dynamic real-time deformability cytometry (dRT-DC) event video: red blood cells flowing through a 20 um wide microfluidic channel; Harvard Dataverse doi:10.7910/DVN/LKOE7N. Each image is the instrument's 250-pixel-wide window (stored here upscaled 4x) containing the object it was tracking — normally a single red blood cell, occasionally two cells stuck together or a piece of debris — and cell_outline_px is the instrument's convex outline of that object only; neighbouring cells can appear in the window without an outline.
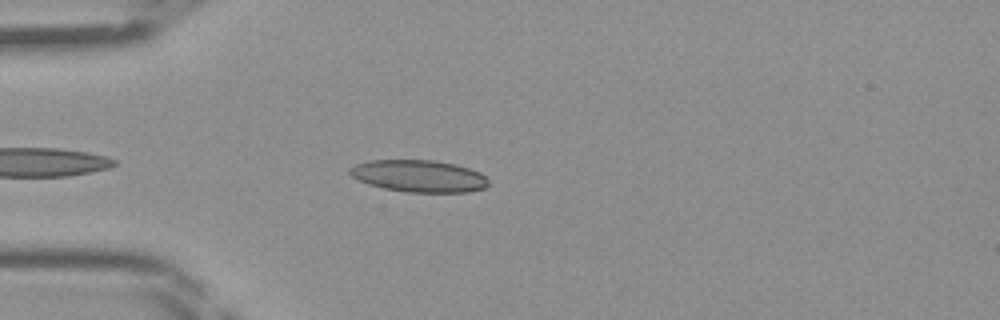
{"species": "Egyptian fruit bat (a non-hibernating species)", "species_latin": "Rousettus aegyptiacus", "temperature_condition": "room temperature", "stored_images_in_passage": 37, "camera_frame_rate_fps": 3000, "um_per_image_px": 0.085, "frame": {"image": 1, "passage_image": 4, "time_ms": 1.0, "image_size_px": [1000, 320], "cell_outline_px": [[488, 184], [484, 188], [468, 192], [404, 192], [384, 188], [368, 184], [352, 176], [348, 172], [348, 168], [356, 164], [368, 160], [432, 160], [456, 164], [480, 172], [488, 180]], "centroid_in_image_um": [35.59, 14.96], "position_along_channel_um": 49.4, "area_um2": 25.89}}
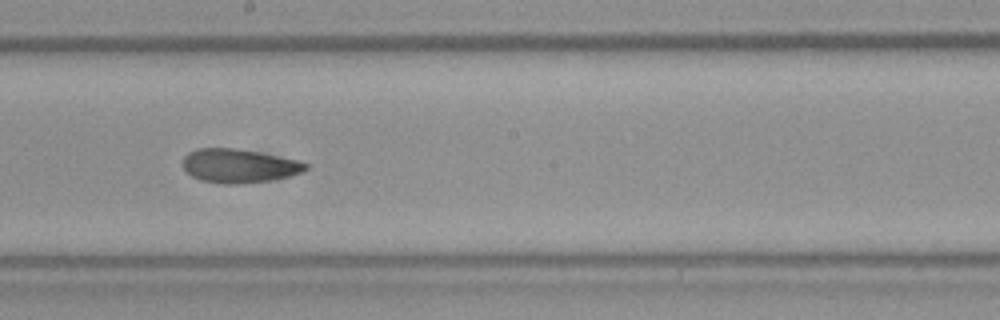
{"frame": {"image": 2, "passage_image": 17, "time_ms": 5.333, "image_size_px": [1000, 320], "cell_outline_px": [[308, 168], [304, 172], [272, 180], [236, 184], [224, 184], [200, 180], [192, 176], [184, 168], [184, 156], [188, 152], [196, 148], [232, 148], [256, 152], [300, 160], [308, 164]], "centroid_in_image_um": [20.33, 14.1], "position_along_channel_um": 227.9, "area_um2": 24.1}}
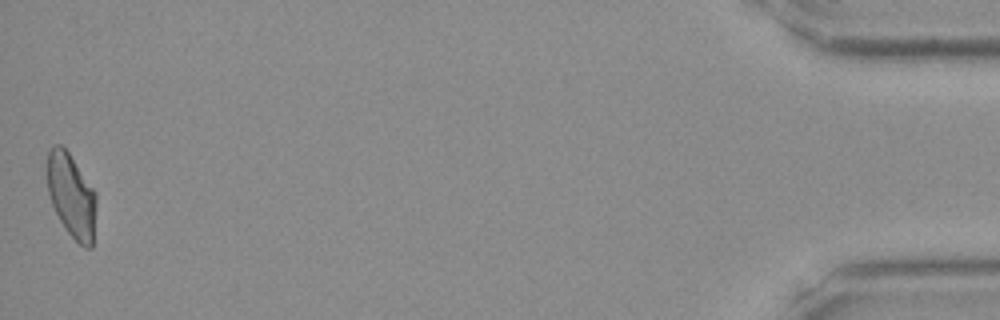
{"frame": {"image": 3, "passage_image": 37, "time_ms": 12.0, "image_size_px": [1000, 320], "cell_outline_px": [[96, 204], [92, 248], [84, 248], [68, 232], [60, 220], [52, 204], [48, 192], [48, 152], [52, 144], [60, 144], [68, 152], [96, 192]], "centroid_in_image_um": [6.08, 16.63], "position_along_channel_um": 429.1, "area_um2": 23.7}}